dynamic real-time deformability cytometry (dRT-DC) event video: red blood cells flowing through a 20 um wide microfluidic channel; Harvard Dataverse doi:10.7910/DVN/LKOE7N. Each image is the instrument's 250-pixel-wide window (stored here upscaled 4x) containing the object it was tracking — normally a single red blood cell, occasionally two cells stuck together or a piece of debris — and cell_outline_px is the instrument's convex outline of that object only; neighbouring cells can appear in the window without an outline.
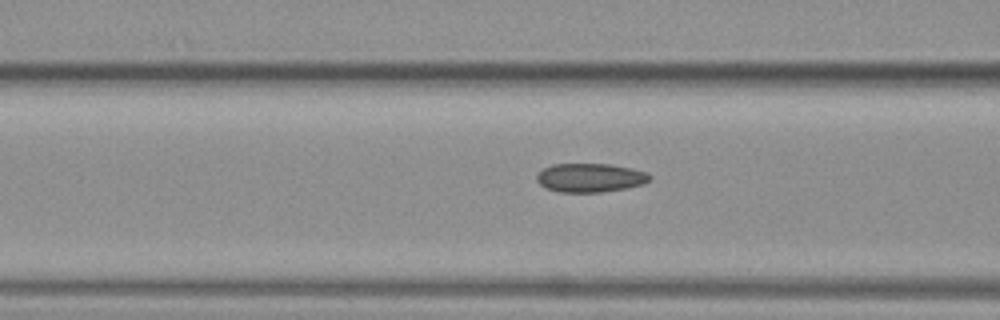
{"species": "common noctule bat (a hibernating species)", "species_latin": "Nyctalus noctula", "temperature_condition": "warm", "stored_images_in_passage": 26, "camera_frame_rate_fps": 3000, "um_per_image_px": 0.085, "animal": {"sex": "female", "body_mass_g": 19.3, "forearm_length_mm": 54.1}, "frame": {"image": 1, "passage_image": 9, "time_ms": 2.667, "image_size_px": [1000, 320], "cell_outline_px": [[652, 176], [644, 184], [624, 188], [600, 192], [560, 192], [544, 188], [536, 180], [536, 176], [544, 168], [552, 164], [612, 164], [632, 168], [648, 172]], "centroid_in_image_um": [50.17, 15.1], "position_along_channel_um": 116.4, "area_um2": 19.02}}
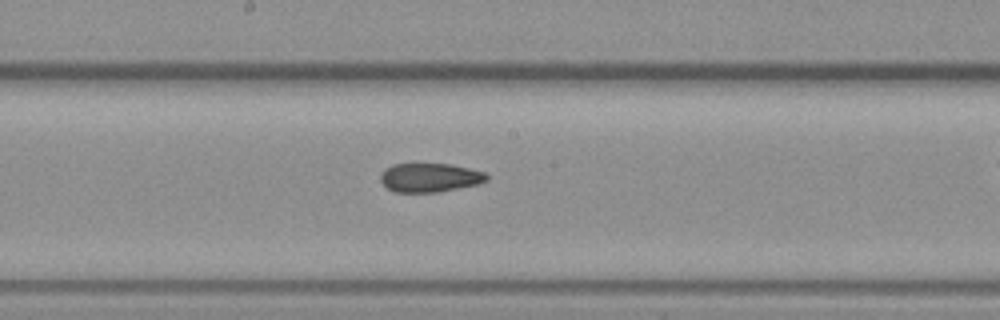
{"frame": {"image": 2, "passage_image": 16, "time_ms": 5.0, "image_size_px": [1000, 320], "cell_outline_px": [[488, 180], [480, 184], [436, 192], [396, 192], [388, 188], [380, 180], [380, 172], [384, 168], [392, 164], [452, 164], [484, 172], [488, 176]], "centroid_in_image_um": [36.52, 15.09], "position_along_channel_um": 211.7, "area_um2": 17.92}}
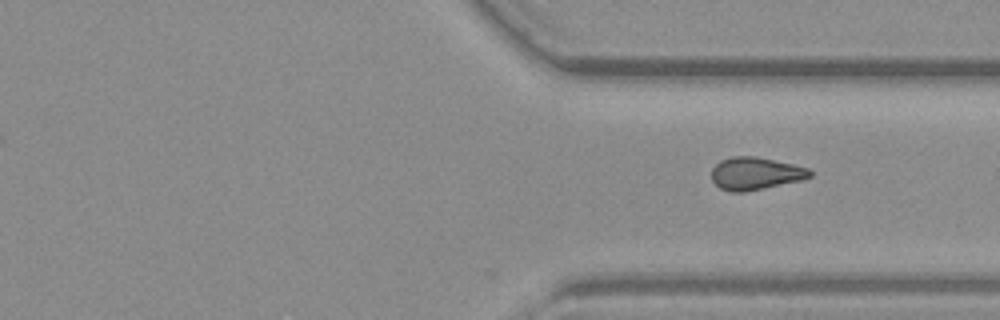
{"frame": {"image": 3, "passage_image": 26, "time_ms": 8.333, "image_size_px": [1000, 320], "cell_outline_px": [[812, 176], [804, 180], [744, 192], [732, 192], [720, 188], [712, 180], [712, 168], [720, 160], [732, 156], [756, 156], [792, 164], [808, 168], [812, 172]], "centroid_in_image_um": [64.22, 14.74], "position_along_channel_um": 347.2, "area_um2": 18.73}}